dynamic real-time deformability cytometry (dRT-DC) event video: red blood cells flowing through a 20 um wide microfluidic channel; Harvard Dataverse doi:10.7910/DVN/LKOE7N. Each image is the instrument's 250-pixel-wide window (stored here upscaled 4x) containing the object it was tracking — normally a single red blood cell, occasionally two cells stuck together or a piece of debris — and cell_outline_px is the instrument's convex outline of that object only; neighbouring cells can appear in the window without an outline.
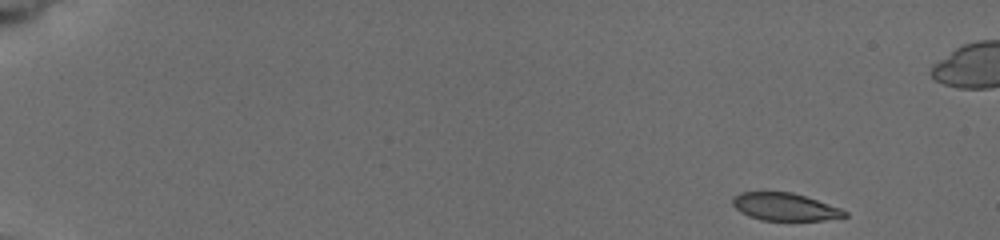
{"species": "common noctule bat (a hibernating species)", "species_latin": "Nyctalus noctula", "temperature_condition": "cold", "stored_images_in_passage": 7, "camera_frame_rate_fps": 3000, "um_per_image_px": 0.085, "animal": {"sex": "female", "body_mass_g": 19.5, "forearm_length_mm": 54.1}, "frame": {"image": 1, "passage_image": 1, "time_ms": 0.0, "image_size_px": [1000, 240], "cell_outline_px": [[848, 216], [824, 220], [760, 220], [748, 216], [740, 212], [732, 204], [732, 200], [740, 192], [792, 192], [840, 208], [848, 212]], "centroid_in_image_um": [66.7, 17.59], "position_along_channel_um": 18.3, "area_um2": 17.86}}
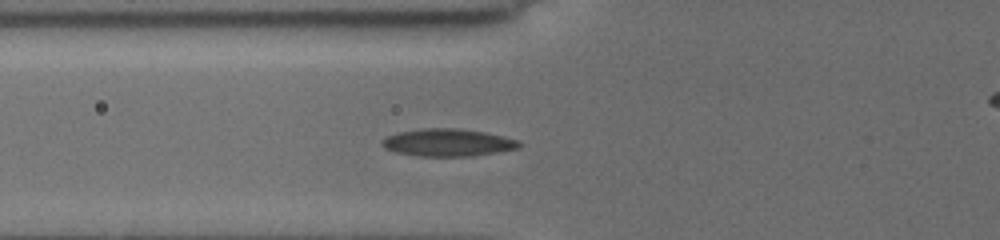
{"frame": {"image": 2, "passage_image": 7, "time_ms": 5.667, "image_size_px": [1000, 240], "cell_outline_px": [[524, 144], [520, 148], [472, 156], [420, 156], [396, 152], [384, 148], [380, 144], [380, 140], [396, 132], [420, 128], [456, 128], [484, 132], [516, 140]], "centroid_in_image_um": [38.02, 12.11], "position_along_channel_um": 87.8, "area_um2": 21.96}}